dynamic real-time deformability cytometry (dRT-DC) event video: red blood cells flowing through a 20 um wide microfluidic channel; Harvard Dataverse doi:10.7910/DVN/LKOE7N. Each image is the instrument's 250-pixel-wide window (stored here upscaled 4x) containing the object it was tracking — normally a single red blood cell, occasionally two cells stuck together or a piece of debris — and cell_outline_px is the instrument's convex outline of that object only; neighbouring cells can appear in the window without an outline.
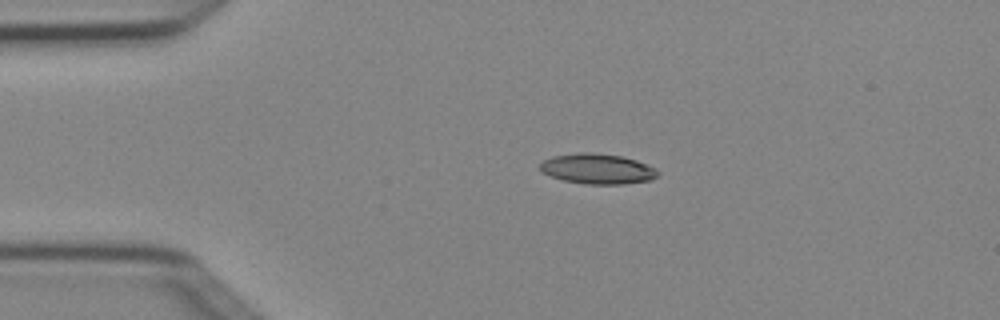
{"species": "Egyptian fruit bat (a non-hibernating species)", "species_latin": "Rousettus aegyptiacus", "temperature_condition": "cold", "stored_images_in_passage": 4, "camera_frame_rate_fps": 3000, "um_per_image_px": 0.085, "animal": {"sex": "female"}, "frame": {"image": 1, "passage_image": 2, "time_ms": 0.333, "image_size_px": [1000, 320], "cell_outline_px": [[660, 172], [652, 180], [624, 184], [584, 184], [564, 180], [552, 176], [544, 172], [540, 168], [540, 164], [544, 160], [552, 156], [580, 152], [592, 152], [620, 156], [636, 160]], "centroid_in_image_um": [50.78, 14.35], "position_along_channel_um": 34.2, "area_um2": 20.52}}
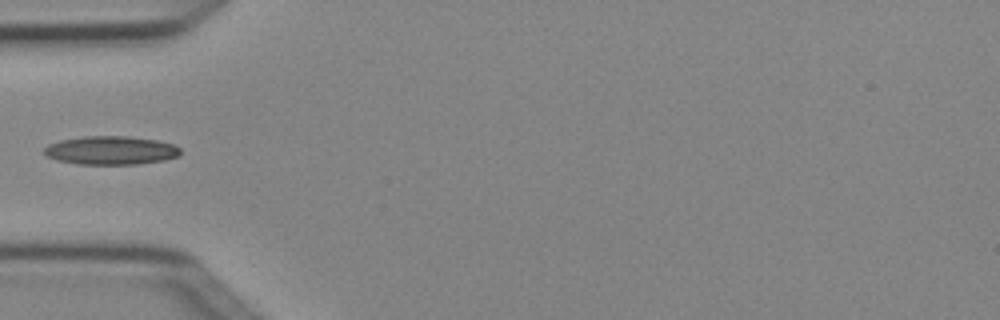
{"frame": {"image": 2, "passage_image": 4, "time_ms": 1.0, "image_size_px": [1000, 320], "cell_outline_px": [[180, 156], [164, 160], [136, 164], [76, 164], [56, 160], [40, 152], [48, 144], [60, 140], [84, 136], [128, 136], [160, 140], [172, 144], [180, 148]], "centroid_in_image_um": [9.4, 12.78], "position_along_channel_um": 75.6, "area_um2": 22.89}}